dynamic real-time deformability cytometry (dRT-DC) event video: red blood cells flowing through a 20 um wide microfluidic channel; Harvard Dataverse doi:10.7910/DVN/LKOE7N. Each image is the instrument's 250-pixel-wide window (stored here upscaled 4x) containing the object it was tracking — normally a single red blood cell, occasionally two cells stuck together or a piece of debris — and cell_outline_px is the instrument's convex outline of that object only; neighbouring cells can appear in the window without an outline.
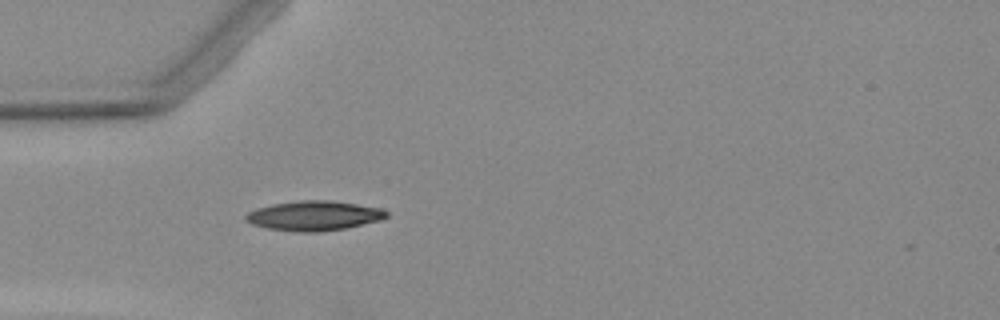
{"species": "Egyptian fruit bat (a non-hibernating species)", "species_latin": "Rousettus aegyptiacus", "temperature_condition": "warm", "stored_images_in_passage": 1, "camera_frame_rate_fps": 3000, "um_per_image_px": 0.085, "animal": {"sex": "female"}, "frame": {"image": 1, "passage_image": 1, "time_ms": 0.0, "image_size_px": [1000, 320], "cell_outline_px": [[388, 216], [380, 220], [344, 228], [316, 232], [300, 232], [268, 228], [252, 224], [244, 220], [244, 216], [248, 212], [256, 208], [272, 204], [300, 200], [332, 200], [380, 208], [388, 212]], "centroid_in_image_um": [26.66, 18.33], "position_along_channel_um": 58.3, "area_um2": 24.22}}